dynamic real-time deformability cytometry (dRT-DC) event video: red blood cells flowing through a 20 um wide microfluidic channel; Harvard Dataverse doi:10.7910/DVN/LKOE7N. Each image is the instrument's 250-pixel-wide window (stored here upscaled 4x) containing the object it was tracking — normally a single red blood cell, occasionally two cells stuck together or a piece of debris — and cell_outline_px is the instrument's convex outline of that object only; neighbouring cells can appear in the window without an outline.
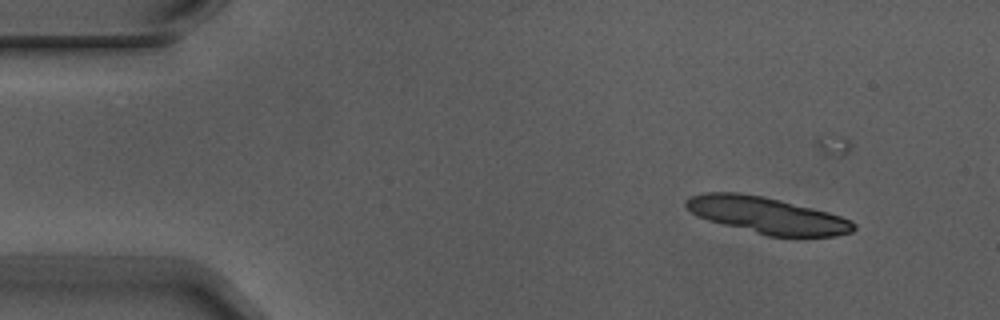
{"species": "Egyptian fruit bat (a non-hibernating species)", "species_latin": "Rousettus aegyptiacus", "temperature_condition": "warm", "stored_images_in_passage": 5, "camera_frame_rate_fps": 3000, "um_per_image_px": 0.085, "animal": {"sex": "male"}, "frame": {"image": 1, "passage_image": 1, "time_ms": 0.0, "image_size_px": [1000, 320], "cell_outline_px": [[856, 228], [852, 232], [836, 236], [768, 236], [708, 220], [696, 216], [684, 204], [684, 200], [692, 196], [704, 192], [740, 192], [764, 196], [828, 212], [852, 220], [856, 224]], "centroid_in_image_um": [65.2, 18.29], "position_along_channel_um": 19.8, "area_um2": 35.55}}